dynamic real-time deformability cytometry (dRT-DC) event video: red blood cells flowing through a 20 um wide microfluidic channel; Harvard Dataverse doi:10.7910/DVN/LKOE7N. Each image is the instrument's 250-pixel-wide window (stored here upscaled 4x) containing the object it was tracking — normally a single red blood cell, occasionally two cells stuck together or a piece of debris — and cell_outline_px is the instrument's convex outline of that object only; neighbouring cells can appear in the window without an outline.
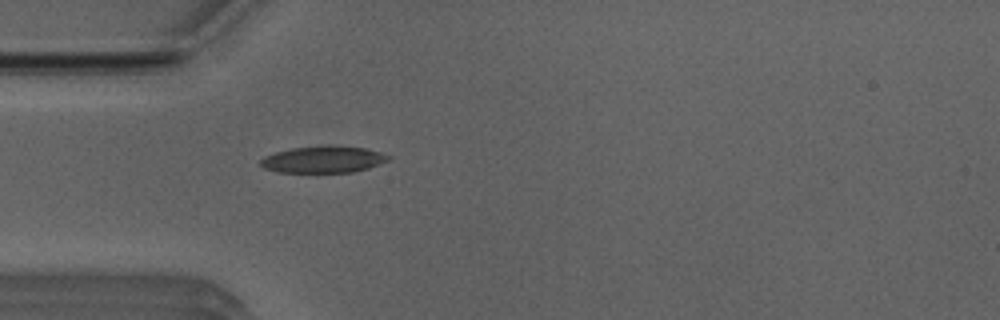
{"species": "Egyptian fruit bat (a non-hibernating species)", "species_latin": "Rousettus aegyptiacus", "temperature_condition": "room temperature", "stored_images_in_passage": 34, "camera_frame_rate_fps": 3000, "um_per_image_px": 0.085, "animal": {"sex": "male"}, "frame": {"image": 1, "passage_image": 1, "time_ms": 0.0, "image_size_px": [1000, 320], "cell_outline_px": [[392, 156], [388, 160], [368, 168], [352, 172], [280, 172], [264, 168], [260, 164], [260, 160], [264, 156], [276, 152], [292, 148], [364, 148], [380, 152]], "centroid_in_image_um": [27.46, 13.59], "position_along_channel_um": 57.5, "area_um2": 18.9}}
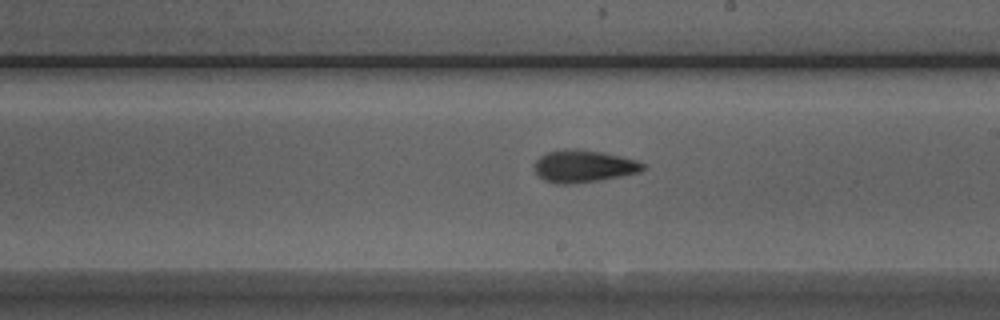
{"frame": {"image": 2, "passage_image": 15, "time_ms": 4.667, "image_size_px": [1000, 320], "cell_outline_px": [[648, 168], [640, 172], [620, 176], [596, 180], [568, 184], [556, 184], [544, 180], [536, 172], [536, 160], [540, 156], [548, 152], [564, 148], [576, 148], [600, 152], [620, 156], [636, 160], [644, 164]], "centroid_in_image_um": [49.62, 14.11], "position_along_channel_um": 239.4, "area_um2": 20.23}}
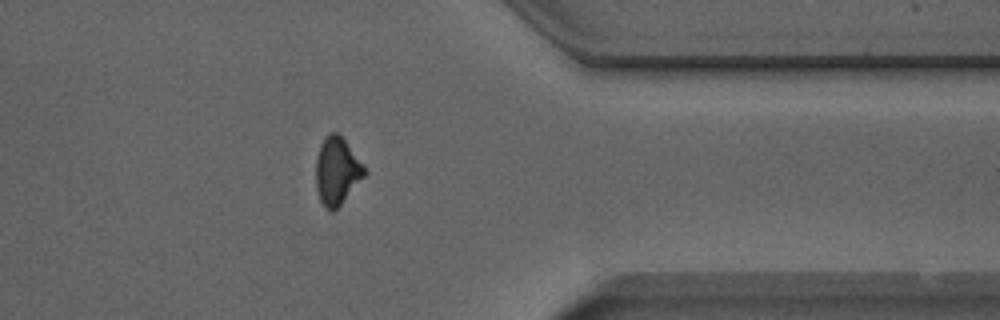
{"frame": {"image": 3, "passage_image": 27, "time_ms": 8.667, "image_size_px": [1000, 320], "cell_outline_px": [[368, 172], [340, 204], [332, 212], [320, 200], [316, 188], [316, 156], [320, 144], [324, 136], [328, 132], [336, 132], [344, 140]], "centroid_in_image_um": [28.61, 14.5], "position_along_channel_um": 382.8, "area_um2": 18.73}}